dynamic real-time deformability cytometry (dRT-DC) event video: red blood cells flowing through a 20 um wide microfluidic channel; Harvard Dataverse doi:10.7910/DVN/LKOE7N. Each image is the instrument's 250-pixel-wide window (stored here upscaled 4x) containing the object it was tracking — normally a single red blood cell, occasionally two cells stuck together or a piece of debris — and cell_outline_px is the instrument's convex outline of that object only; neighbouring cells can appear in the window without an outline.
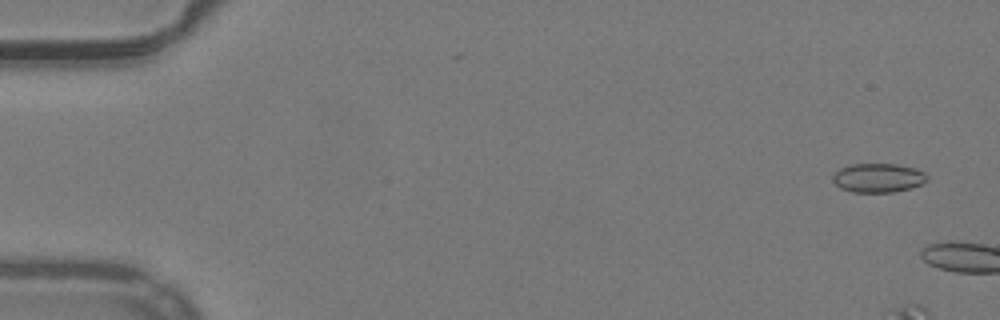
{"species": "common noctule bat (a hibernating species)", "species_latin": "Nyctalus noctula", "temperature_condition": "warm", "stored_images_in_passage": 5, "camera_frame_rate_fps": 3000, "um_per_image_px": 0.085, "animal": {"sex": "male", "body_mass_g": 19.2, "forearm_length_mm": 51.8}, "frame": {"image": 1, "passage_image": 3, "time_ms": 0.667, "image_size_px": [1000, 320], "cell_outline_px": [[928, 180], [924, 184], [912, 188], [892, 192], [852, 192], [840, 188], [832, 180], [832, 176], [840, 168], [848, 164], [896, 164], [916, 168], [924, 172], [928, 176]], "centroid_in_image_um": [74.67, 15.12], "position_along_channel_um": 10.3, "area_um2": 16.18}}